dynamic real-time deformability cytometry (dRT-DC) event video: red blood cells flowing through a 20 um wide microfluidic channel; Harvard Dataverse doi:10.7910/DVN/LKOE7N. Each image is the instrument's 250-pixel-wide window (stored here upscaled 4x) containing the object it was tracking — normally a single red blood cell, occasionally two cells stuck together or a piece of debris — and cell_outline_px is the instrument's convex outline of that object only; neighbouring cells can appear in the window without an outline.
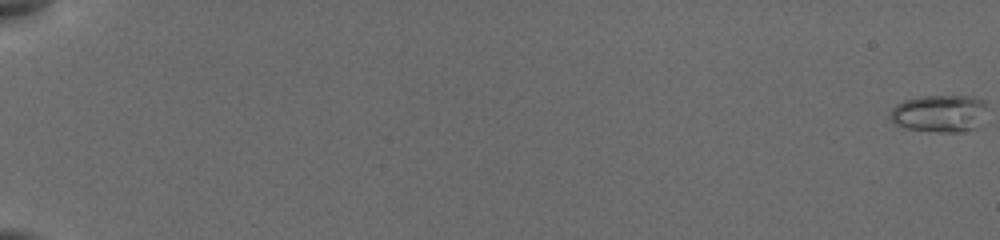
{"species": "common noctule bat (a hibernating species)", "species_latin": "Nyctalus noctula", "temperature_condition": "cold", "stored_images_in_passage": 24, "camera_frame_rate_fps": 3000, "um_per_image_px": 0.085, "animal": {"sex": "female", "body_mass_g": 19.5, "forearm_length_mm": 54.1}, "frame": {"image": 1, "passage_image": 1, "time_ms": 0.0, "image_size_px": [1000, 240], "cell_outline_px": [[984, 104], [972, 128], [960, 132], [940, 132], [908, 128], [896, 124], [888, 116], [892, 108], [896, 104], [908, 100], [924, 96], [964, 96], [980, 100]], "centroid_in_image_um": [79.69, 9.64], "position_along_channel_um": 5.3, "area_um2": 19.83}}
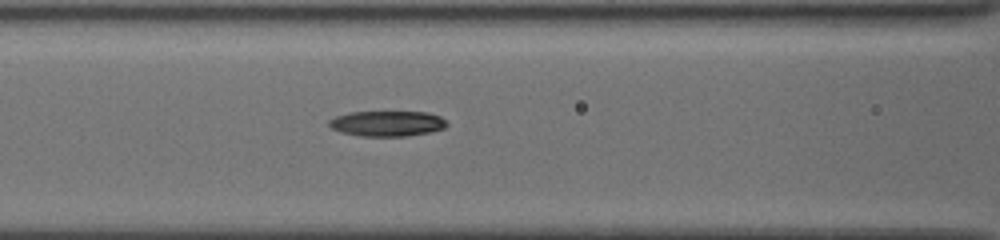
{"frame": {"image": 2, "passage_image": 19, "time_ms": 9.0, "image_size_px": [1000, 240], "cell_outline_px": [[448, 124], [444, 128], [432, 132], [408, 136], [360, 136], [340, 132], [332, 128], [328, 124], [328, 120], [336, 116], [348, 112], [428, 112], [440, 116]], "centroid_in_image_um": [32.91, 10.5], "position_along_channel_um": 133.7, "area_um2": 17.57}}
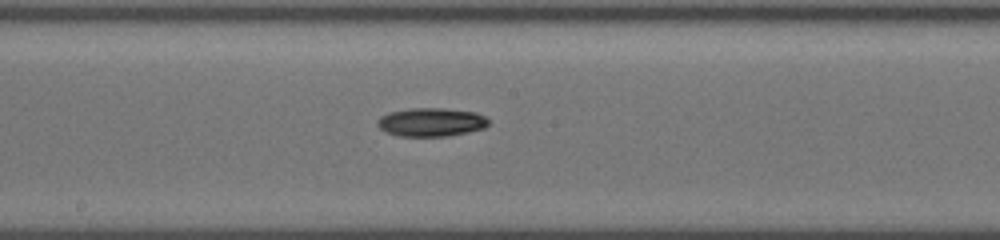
{"frame": {"image": 3, "passage_image": 24, "time_ms": 11.0, "image_size_px": [1000, 240], "cell_outline_px": [[488, 124], [484, 128], [468, 132], [448, 136], [400, 136], [388, 132], [380, 128], [376, 124], [376, 120], [380, 116], [388, 112], [408, 108], [444, 108], [476, 112], [484, 116], [488, 120]], "centroid_in_image_um": [36.63, 10.37], "position_along_channel_um": 211.6, "area_um2": 18.55}}